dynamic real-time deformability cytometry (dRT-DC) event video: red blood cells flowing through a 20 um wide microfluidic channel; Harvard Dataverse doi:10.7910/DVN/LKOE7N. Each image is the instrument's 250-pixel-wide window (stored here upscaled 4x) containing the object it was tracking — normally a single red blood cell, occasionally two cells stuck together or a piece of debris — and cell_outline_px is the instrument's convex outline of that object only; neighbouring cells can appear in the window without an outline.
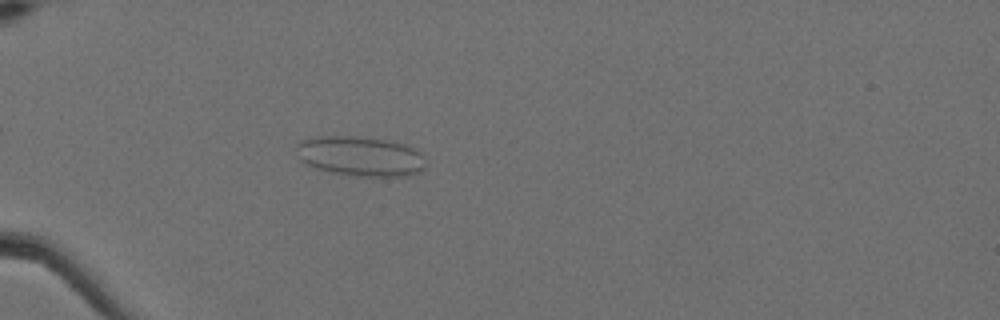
{"species": "Egyptian fruit bat (a non-hibernating species)", "species_latin": "Rousettus aegyptiacus", "temperature_condition": "cold", "stored_images_in_passage": 5, "camera_frame_rate_fps": 3000, "um_per_image_px": 0.085, "animal": {"sex": "female"}, "frame": {"image": 1, "passage_image": 1, "time_ms": 0.0, "image_size_px": [1000, 320], "cell_outline_px": [[424, 168], [420, 172], [408, 176], [356, 176], [332, 172], [316, 168], [304, 164], [300, 160], [296, 148], [296, 144], [300, 140], [316, 136], [360, 136], [384, 140], [404, 144], [416, 148], [420, 152], [424, 160]], "centroid_in_image_um": [30.61, 13.27], "position_along_channel_um": 54.4, "area_um2": 30.23}}